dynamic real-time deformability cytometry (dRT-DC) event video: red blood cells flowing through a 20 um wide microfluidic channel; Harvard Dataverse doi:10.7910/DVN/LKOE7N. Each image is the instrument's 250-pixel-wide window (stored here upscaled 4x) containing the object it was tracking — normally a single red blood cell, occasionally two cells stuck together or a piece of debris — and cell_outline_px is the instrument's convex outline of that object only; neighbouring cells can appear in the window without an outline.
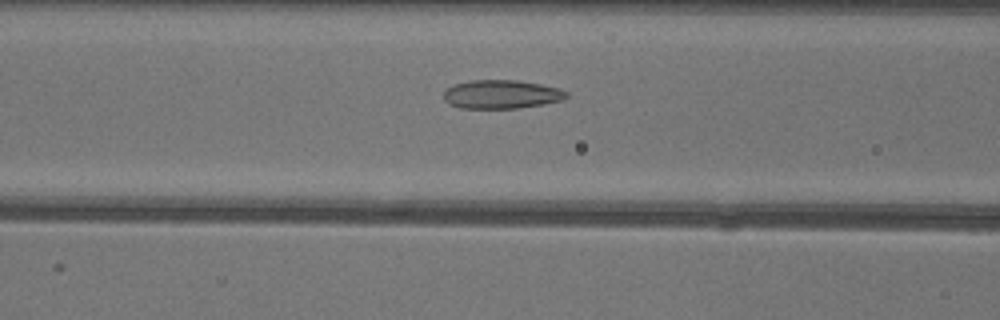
{"species": "common noctule bat (a hibernating species)", "species_latin": "Nyctalus noctula", "temperature_condition": "warm", "stored_images_in_passage": 44, "camera_frame_rate_fps": 3000, "um_per_image_px": 0.085, "animal": {"sex": "female"}, "frame": {"image": 1, "passage_image": 20, "time_ms": 6.333, "image_size_px": [1000, 320], "cell_outline_px": [[568, 96], [564, 100], [544, 104], [516, 108], [460, 108], [448, 104], [444, 100], [444, 92], [448, 88], [456, 84], [472, 80], [516, 80], [540, 84], [560, 88], [568, 92]], "centroid_in_image_um": [42.65, 8.02], "position_along_channel_um": 124.0, "area_um2": 20.52}}
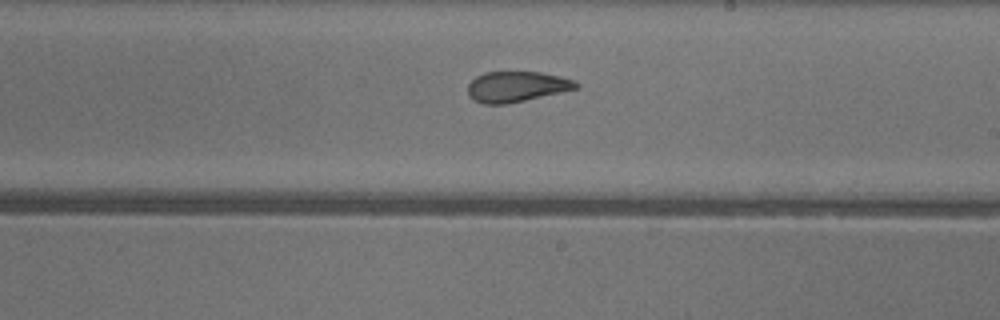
{"frame": {"image": 2, "passage_image": 29, "time_ms": 9.333, "image_size_px": [1000, 320], "cell_outline_px": [[580, 84], [576, 88], [560, 92], [508, 104], [484, 104], [472, 100], [468, 96], [468, 84], [476, 76], [484, 72], [540, 72], [560, 76], [576, 80]], "centroid_in_image_um": [43.88, 7.36], "position_along_channel_um": 245.1, "area_um2": 19.31}}
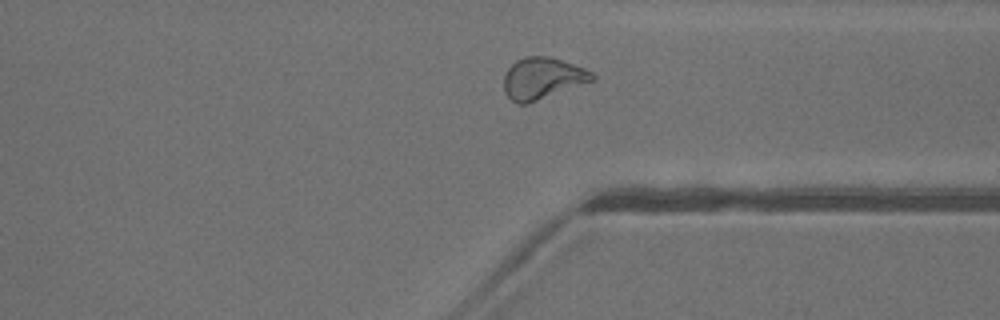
{"frame": {"image": 3, "passage_image": 38, "time_ms": 12.333, "image_size_px": [1000, 320], "cell_outline_px": [[596, 80], [528, 104], [516, 104], [504, 92], [504, 76], [508, 68], [516, 60], [524, 56], [548, 56], [584, 68], [592, 72], [596, 76]], "centroid_in_image_um": [46.11, 6.67], "position_along_channel_um": 365.3, "area_um2": 21.56}, "authors_computed_cell_mechanics": {"area_um2": 21.4149, "velocity_mm_per_s": 4.0288, "shape_relaxation_time_tau1_ms": 10.869, "shape_relaxation_time_tau2_ms": 1.3396, "deformation_change_tau1": 0.2403, "deformation_change_tau2": 0.0738}}